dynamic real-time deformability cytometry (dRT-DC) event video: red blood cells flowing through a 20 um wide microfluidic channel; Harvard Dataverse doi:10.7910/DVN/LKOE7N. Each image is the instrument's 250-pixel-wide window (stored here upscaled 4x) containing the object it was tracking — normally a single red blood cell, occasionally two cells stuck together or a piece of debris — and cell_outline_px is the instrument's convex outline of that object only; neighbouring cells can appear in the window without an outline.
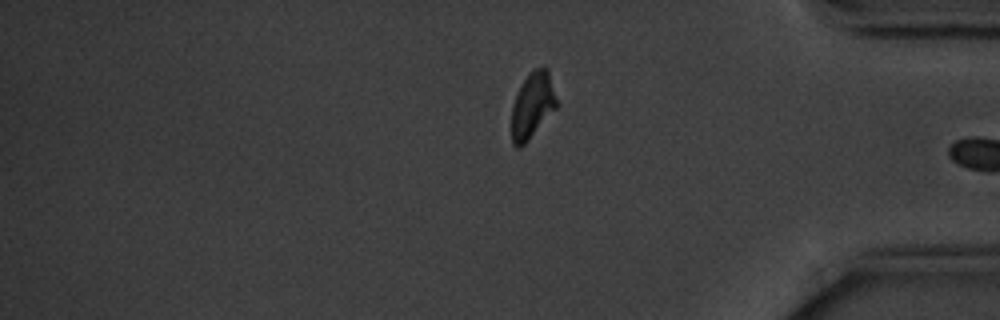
{"species": "common noctule bat (a hibernating species)", "species_latin": "Nyctalus noctula", "temperature_condition": "cold", "stored_images_in_passage": 16, "segment_of_instrument_passage": [2, 2], "camera_frame_rate_fps": 3000, "um_per_image_px": 0.085, "animal": {"sex": "male", "body_mass_g": 20.1, "forearm_length_mm": 53.5}, "frame": {"image": 1, "passage_image": 16, "time_ms": 19.333, "image_size_px": [1000, 320], "cell_outline_px": [[556, 108], [528, 140], [520, 148], [516, 148], [512, 144], [512, 108], [516, 96], [524, 80], [536, 68], [544, 64], [548, 68], [556, 100]], "centroid_in_image_um": [45.25, 8.96], "position_along_channel_um": 389.9, "area_um2": 16.88}}